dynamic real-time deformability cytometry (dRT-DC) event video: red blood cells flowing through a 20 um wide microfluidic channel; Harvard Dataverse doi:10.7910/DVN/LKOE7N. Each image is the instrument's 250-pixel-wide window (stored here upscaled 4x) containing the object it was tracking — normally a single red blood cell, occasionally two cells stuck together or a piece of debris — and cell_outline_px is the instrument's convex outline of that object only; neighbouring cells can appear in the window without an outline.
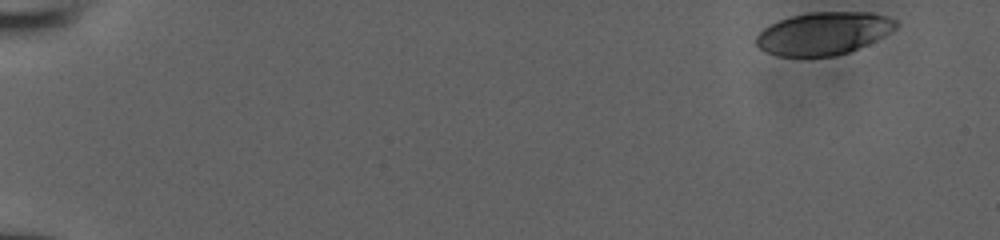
{"species": "human", "species_latin": "Homo sapiens", "temperature_condition": "room temperature", "stored_images_in_passage": 44, "camera_frame_rate_fps": 3000, "um_per_image_px": 0.085, "donor": {"sex": "male"}, "frame": {"image": 1, "passage_image": 1, "time_ms": 0.0, "image_size_px": [1000, 240], "cell_outline_px": [[900, 24], [896, 28], [848, 52], [836, 56], [780, 56], [768, 52], [760, 48], [756, 44], [756, 36], [764, 28], [780, 20], [792, 16], [808, 12], [868, 12], [888, 16], [896, 20]], "centroid_in_image_um": [69.98, 2.82], "position_along_channel_um": 15.0, "area_um2": 34.16}}
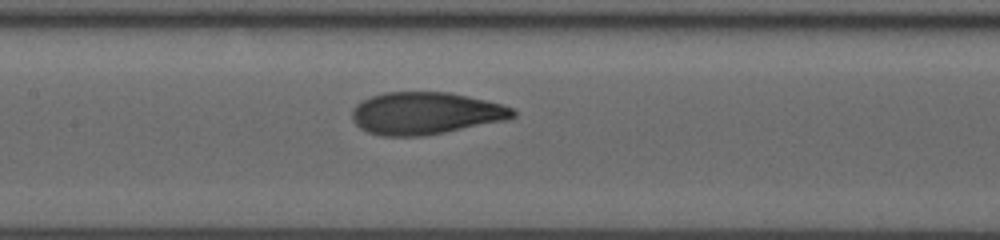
{"frame": {"image": 2, "passage_image": 25, "time_ms": 8.0, "image_size_px": [1000, 240], "cell_outline_px": [[516, 116], [508, 120], [444, 132], [420, 136], [380, 136], [368, 132], [360, 128], [352, 120], [352, 108], [356, 104], [372, 96], [384, 92], [448, 92], [468, 96], [500, 104], [512, 108], [516, 112]], "centroid_in_image_um": [36.15, 9.63], "position_along_channel_um": 171.2, "area_um2": 39.54}}
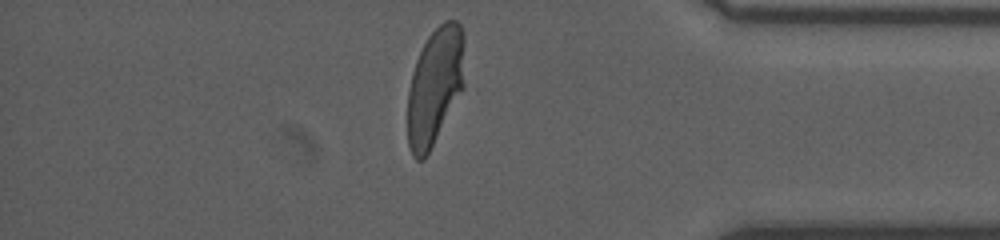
{"frame": {"image": 3, "passage_image": 43, "time_ms": 14.0, "image_size_px": [1000, 240], "cell_outline_px": [[464, 88], [424, 160], [416, 160], [412, 156], [408, 144], [408, 92], [412, 72], [416, 60], [428, 36], [444, 20], [456, 20], [460, 24], [464, 36]], "centroid_in_image_um": [36.98, 7.32], "position_along_channel_um": 398.2, "area_um2": 39.07}}